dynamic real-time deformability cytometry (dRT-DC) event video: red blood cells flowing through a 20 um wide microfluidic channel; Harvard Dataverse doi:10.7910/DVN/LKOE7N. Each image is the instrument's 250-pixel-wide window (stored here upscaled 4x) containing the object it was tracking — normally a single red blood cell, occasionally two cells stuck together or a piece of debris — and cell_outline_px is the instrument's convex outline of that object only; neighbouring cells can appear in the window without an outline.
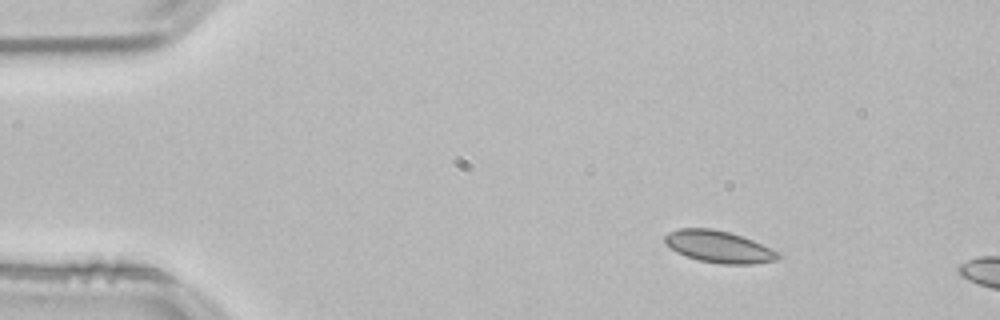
{"species": "common noctule bat (a hibernating species)", "species_latin": "Nyctalus noctula", "temperature_condition": "room temperature", "stored_images_in_passage": 6, "camera_frame_rate_fps": 3000, "um_per_image_px": 0.085, "animal": {"sex": "male", "body_mass_g": 21.5, "forearm_length_mm": 52.0}, "frame": {"image": 1, "passage_image": 1, "time_ms": 0.0, "image_size_px": [1000, 320], "cell_outline_px": [[780, 256], [776, 260], [752, 264], [720, 264], [700, 260], [676, 252], [664, 244], [664, 236], [668, 232], [680, 228], [712, 228], [728, 232], [752, 240], [780, 252]], "centroid_in_image_um": [61.07, 20.97], "position_along_channel_um": 23.9, "area_um2": 20.98}}